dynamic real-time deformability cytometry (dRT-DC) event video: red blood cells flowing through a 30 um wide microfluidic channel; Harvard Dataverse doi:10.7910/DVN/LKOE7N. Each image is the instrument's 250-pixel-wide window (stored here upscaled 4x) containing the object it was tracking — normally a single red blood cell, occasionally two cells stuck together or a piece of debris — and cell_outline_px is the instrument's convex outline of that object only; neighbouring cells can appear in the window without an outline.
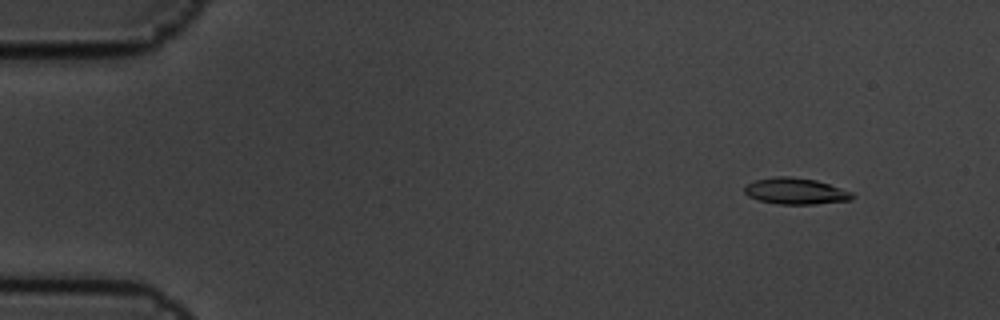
{"species": "common noctule bat (a hibernating species)", "species_latin": "Nyctalus noctula", "temperature_condition": "cold", "stored_images_in_passage": 9, "camera_frame_rate_fps": 3000, "um_per_image_px": 0.085, "animal": {"sex": "male", "body_mass_g": 19.5, "forearm_length_mm": 54.6}, "frame": {"image": 1, "passage_image": 2, "time_ms": 0.333, "image_size_px": [1000, 320], "cell_outline_px": [[856, 196], [852, 200], [816, 204], [780, 204], [760, 200], [748, 196], [744, 192], [744, 184], [756, 180], [776, 176], [788, 176], [816, 180], [852, 192]], "centroid_in_image_um": [67.63, 16.25], "position_along_channel_um": 17.4, "area_um2": 16.53}}
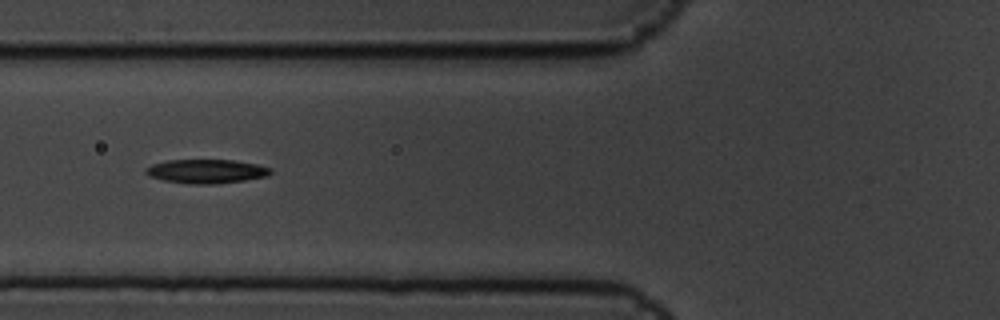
{"frame": {"image": 2, "passage_image": 6, "time_ms": 1.667, "image_size_px": [1000, 320], "cell_outline_px": [[272, 172], [268, 176], [244, 180], [216, 184], [188, 184], [164, 180], [148, 176], [144, 172], [144, 168], [152, 164], [168, 160], [232, 160], [256, 164], [272, 168]], "centroid_in_image_um": [17.52, 14.56], "position_along_channel_um": 108.3, "area_um2": 17.51}}
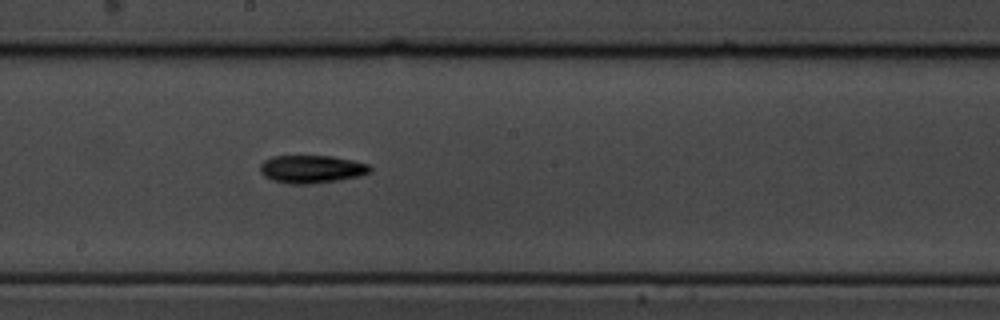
{"frame": {"image": 3, "passage_image": 9, "time_ms": 2.667, "image_size_px": [1000, 320], "cell_outline_px": [[372, 172], [360, 176], [340, 180], [308, 184], [288, 184], [272, 180], [264, 176], [260, 172], [260, 164], [264, 160], [272, 156], [332, 156], [352, 160], [368, 164], [372, 168]], "centroid_in_image_um": [26.49, 14.38], "position_along_channel_um": 221.7, "area_um2": 18.03}}